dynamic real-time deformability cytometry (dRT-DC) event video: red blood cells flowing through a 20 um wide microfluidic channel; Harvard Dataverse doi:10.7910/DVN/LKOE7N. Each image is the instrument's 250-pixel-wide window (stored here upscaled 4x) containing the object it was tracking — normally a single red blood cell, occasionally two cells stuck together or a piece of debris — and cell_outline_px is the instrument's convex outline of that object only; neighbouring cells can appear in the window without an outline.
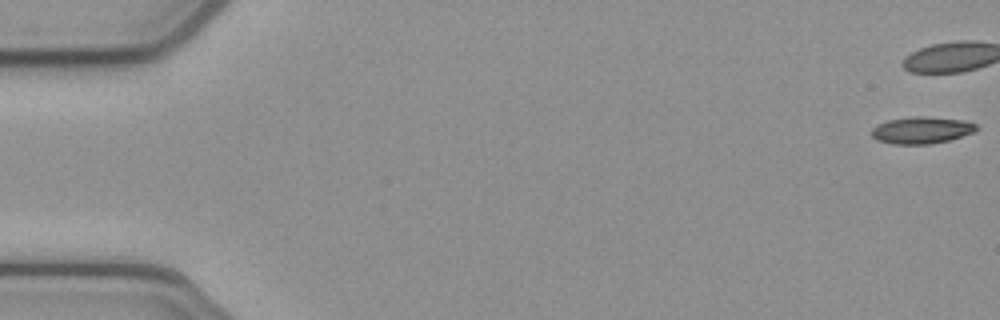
{"species": "common noctule bat (a hibernating species)", "species_latin": "Nyctalus noctula", "temperature_condition": "cold", "stored_images_in_passage": 42, "camera_frame_rate_fps": 3000, "um_per_image_px": 0.085, "animal": {"sex": "female", "body_mass_g": 21.9}, "frame": {"image": 1, "passage_image": 1, "time_ms": 0.0, "image_size_px": [1000, 320], "cell_outline_px": [[980, 128], [972, 132], [948, 140], [932, 144], [892, 144], [876, 140], [872, 136], [872, 128], [876, 124], [888, 120], [916, 116], [924, 116], [960, 120], [976, 124]], "centroid_in_image_um": [78.29, 11.07], "position_along_channel_um": 6.7, "area_um2": 16.3}, "authors_computed_cell_mechanics": {"area_um2": 17.051, "velocity_mm_per_s": 3.9137, "shape_relaxation_time_tau1_ms": 9.511, "shape_relaxation_time_tau2_ms": null, "deformation_change_tau1": 0.1852, "deformation_change_tau2": null}}